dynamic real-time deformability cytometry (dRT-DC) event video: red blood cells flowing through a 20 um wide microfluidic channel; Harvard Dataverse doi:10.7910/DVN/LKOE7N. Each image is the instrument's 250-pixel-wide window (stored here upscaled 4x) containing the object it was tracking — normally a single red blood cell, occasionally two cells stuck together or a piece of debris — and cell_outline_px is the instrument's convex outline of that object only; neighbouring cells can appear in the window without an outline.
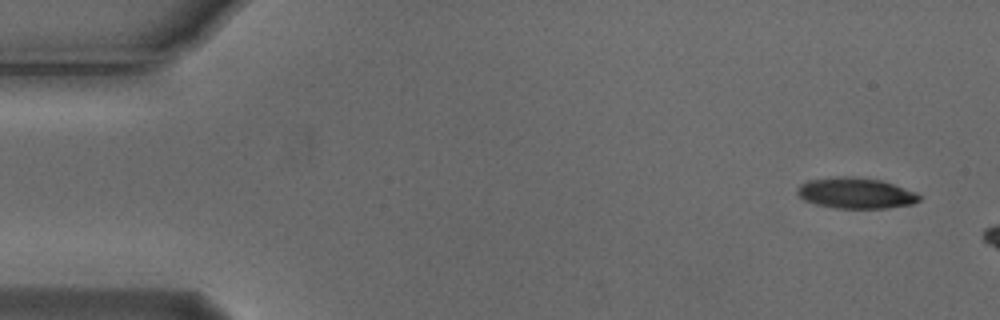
{"species": "Egyptian fruit bat (a non-hibernating species)", "species_latin": "Rousettus aegyptiacus", "temperature_condition": "cold", "stored_images_in_passage": 3, "camera_frame_rate_fps": 3000, "um_per_image_px": 0.085, "animal": {"sex": "male"}, "frame": {"image": 1, "passage_image": 1, "time_ms": 0.0, "image_size_px": [1000, 320], "cell_outline_px": [[920, 200], [912, 204], [888, 208], [836, 208], [816, 204], [804, 200], [796, 192], [796, 188], [800, 184], [808, 180], [836, 176], [852, 176], [880, 180], [916, 192], [920, 196]], "centroid_in_image_um": [72.71, 16.41], "position_along_channel_um": 12.3, "area_um2": 21.91}}